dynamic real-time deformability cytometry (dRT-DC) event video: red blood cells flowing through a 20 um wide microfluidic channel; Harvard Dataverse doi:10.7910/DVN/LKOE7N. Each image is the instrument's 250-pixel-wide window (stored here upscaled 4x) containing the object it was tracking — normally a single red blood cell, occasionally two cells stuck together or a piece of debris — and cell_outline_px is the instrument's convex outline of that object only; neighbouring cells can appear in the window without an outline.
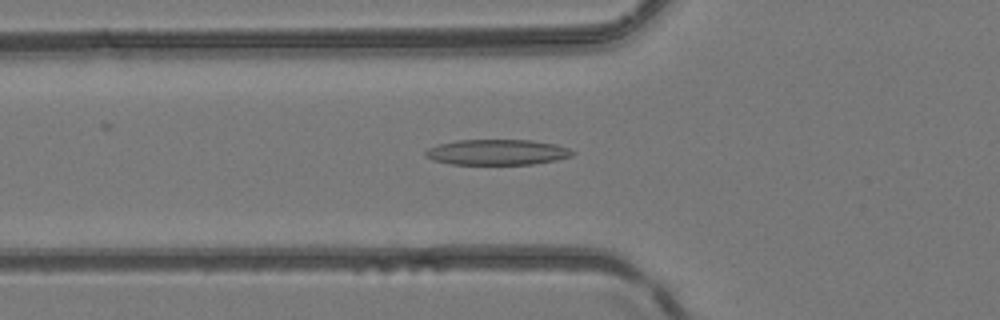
{"species": "common noctule bat (a hibernating species)", "species_latin": "Nyctalus noctula", "temperature_condition": "room temperature", "stored_images_in_passage": 49, "camera_frame_rate_fps": 3000, "um_per_image_px": 0.085, "animal": {"sex": "female", "body_mass_g": 24.6, "forearm_length_mm": 56.2}, "frame": {"image": 1, "passage_image": 18, "time_ms": 5.667, "image_size_px": [1000, 320], "cell_outline_px": [[576, 152], [572, 156], [556, 160], [532, 164], [452, 164], [432, 160], [424, 156], [424, 152], [428, 148], [440, 144], [456, 140], [532, 140], [556, 144], [568, 148]], "centroid_in_image_um": [42.26, 12.93], "position_along_channel_um": 83.5, "area_um2": 21.91}}
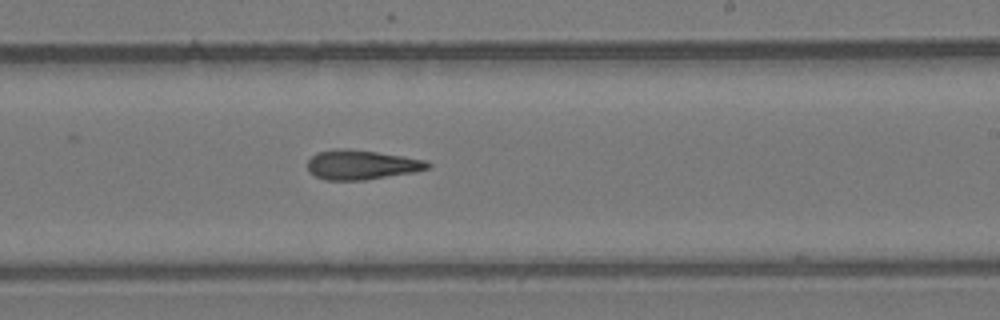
{"frame": {"image": 2, "passage_image": 30, "time_ms": 9.667, "image_size_px": [1000, 320], "cell_outline_px": [[432, 164], [428, 168], [412, 172], [364, 180], [324, 180], [308, 172], [308, 160], [316, 152], [340, 148], [344, 148], [376, 152], [428, 160]], "centroid_in_image_um": [30.7, 14.0], "position_along_channel_um": 258.3, "area_um2": 20.58}}
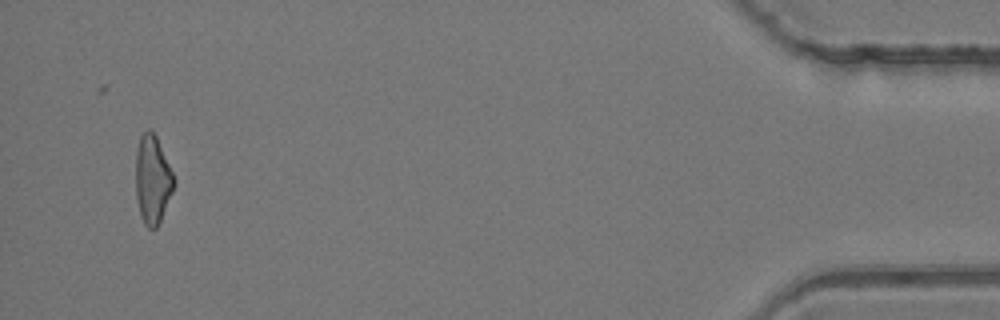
{"frame": {"image": 3, "passage_image": 47, "time_ms": 15.333, "image_size_px": [1000, 320], "cell_outline_px": [[176, 184], [160, 220], [156, 228], [148, 228], [144, 224], [140, 212], [136, 196], [136, 152], [140, 136], [148, 128], [152, 128], [156, 136], [176, 180]], "centroid_in_image_um": [12.97, 15.23], "position_along_channel_um": 422.2, "area_um2": 19.59}}